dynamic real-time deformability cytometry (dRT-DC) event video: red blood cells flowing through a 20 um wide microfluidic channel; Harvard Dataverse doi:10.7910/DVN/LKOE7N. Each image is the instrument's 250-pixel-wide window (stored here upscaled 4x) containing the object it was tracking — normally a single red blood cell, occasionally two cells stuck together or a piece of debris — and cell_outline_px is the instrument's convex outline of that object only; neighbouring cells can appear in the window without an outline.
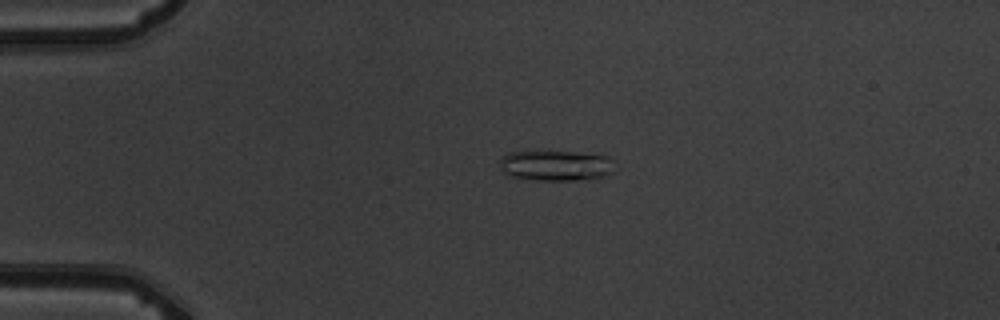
{"species": "common noctule bat (a hibernating species)", "species_latin": "Nyctalus noctula", "temperature_condition": "warm", "stored_images_in_passage": 5, "camera_frame_rate_fps": 3000, "um_per_image_px": 0.085, "animal": {"sex": "male", "body_mass_g": 19.5, "forearm_length_mm": 54.6}, "frame": {"image": 1, "passage_image": 4, "time_ms": 3.333, "image_size_px": [1000, 320], "cell_outline_px": [[612, 172], [588, 180], [536, 180], [512, 176], [504, 172], [500, 168], [500, 160], [508, 152], [572, 152], [608, 156], [612, 160]], "centroid_in_image_um": [47.23, 14.08], "position_along_channel_um": 37.8, "area_um2": 20.06}}